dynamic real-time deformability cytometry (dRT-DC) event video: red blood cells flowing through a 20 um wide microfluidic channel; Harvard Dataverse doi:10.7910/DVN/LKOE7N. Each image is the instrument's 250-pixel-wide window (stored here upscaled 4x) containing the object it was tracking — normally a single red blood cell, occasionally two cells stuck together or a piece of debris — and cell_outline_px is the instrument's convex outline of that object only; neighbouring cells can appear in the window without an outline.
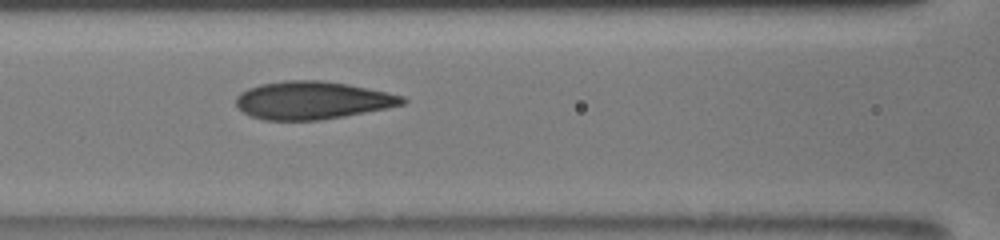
{"species": "human", "species_latin": "Homo sapiens", "temperature_condition": "room temperature", "stored_images_in_passage": 8, "camera_frame_rate_fps": 3000, "um_per_image_px": 0.085, "donor": {"sex": "male"}, "frame": {"image": 1, "passage_image": 6, "time_ms": 4.0, "image_size_px": [1000, 240], "cell_outline_px": [[408, 100], [404, 104], [388, 108], [344, 116], [316, 120], [264, 120], [252, 116], [244, 112], [236, 104], [236, 96], [240, 92], [248, 88], [260, 84], [284, 80], [324, 80], [348, 84], [388, 92], [404, 96]], "centroid_in_image_um": [26.57, 8.51], "position_along_channel_um": 140.0, "area_um2": 36.76}}
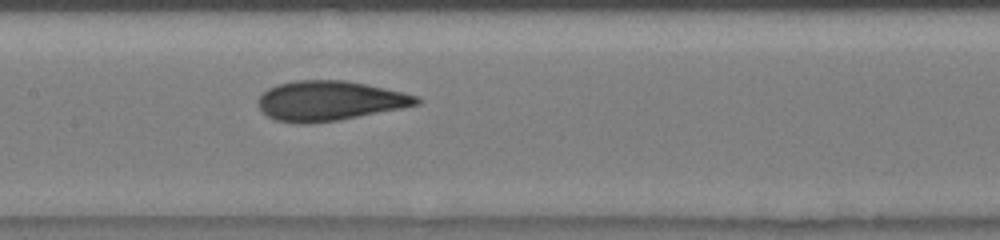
{"frame": {"image": 2, "passage_image": 7, "time_ms": 5.0, "image_size_px": [1000, 240], "cell_outline_px": [[420, 104], [340, 120], [308, 124], [300, 124], [276, 120], [268, 116], [260, 108], [260, 96], [268, 88], [276, 84], [296, 80], [344, 80], [404, 92], [416, 96], [420, 100]], "centroid_in_image_um": [28.0, 8.57], "position_along_channel_um": 179.4, "area_um2": 36.41}}